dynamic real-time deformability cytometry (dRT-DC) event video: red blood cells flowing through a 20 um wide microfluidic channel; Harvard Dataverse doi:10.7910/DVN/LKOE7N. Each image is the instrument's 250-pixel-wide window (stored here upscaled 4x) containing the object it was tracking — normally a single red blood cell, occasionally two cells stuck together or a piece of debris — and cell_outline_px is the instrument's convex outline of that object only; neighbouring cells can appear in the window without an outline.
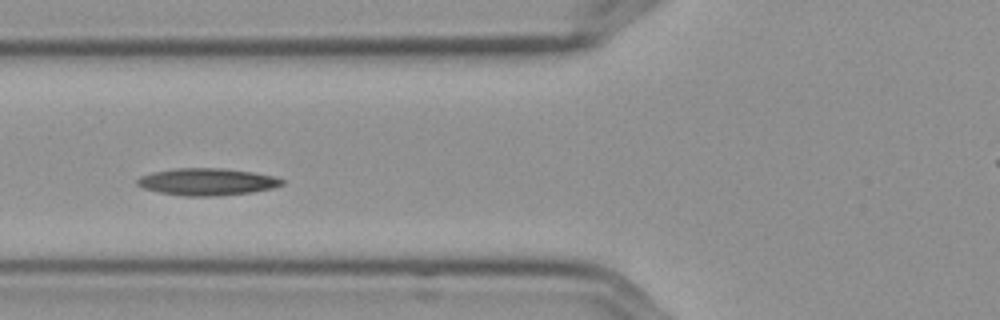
{"species": "Egyptian fruit bat (a non-hibernating species)", "species_latin": "Rousettus aegyptiacus", "temperature_condition": "cold", "stored_images_in_passage": 9, "camera_frame_rate_fps": 3000, "um_per_image_px": 0.085, "frame": {"image": 1, "passage_image": 4, "time_ms": 1.0, "image_size_px": [1000, 320], "cell_outline_px": [[284, 184], [272, 188], [252, 192], [216, 196], [184, 196], [160, 192], [144, 188], [136, 184], [136, 180], [140, 176], [152, 172], [176, 168], [224, 168], [252, 172], [276, 176], [284, 180]], "centroid_in_image_um": [17.61, 15.45], "position_along_channel_um": 108.2, "area_um2": 22.89}}
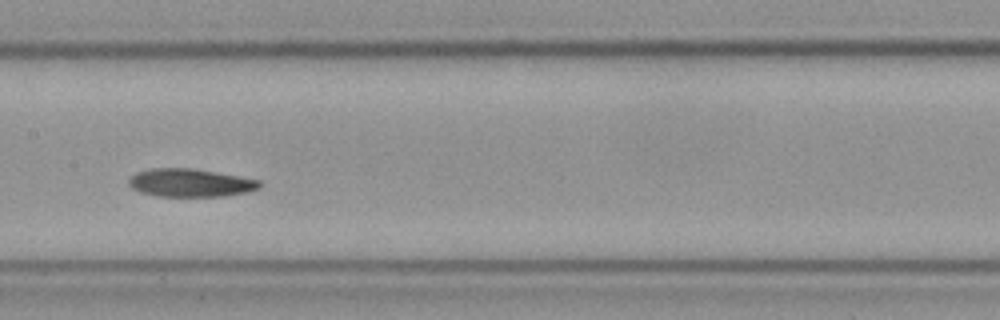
{"frame": {"image": 2, "passage_image": 6, "time_ms": 1.667, "image_size_px": [1000, 320], "cell_outline_px": [[260, 188], [244, 192], [224, 196], [160, 196], [140, 192], [132, 188], [128, 184], [128, 180], [136, 172], [152, 168], [192, 168], [260, 180]], "centroid_in_image_um": [16.14, 15.53], "position_along_channel_um": 191.3, "area_um2": 21.15}}
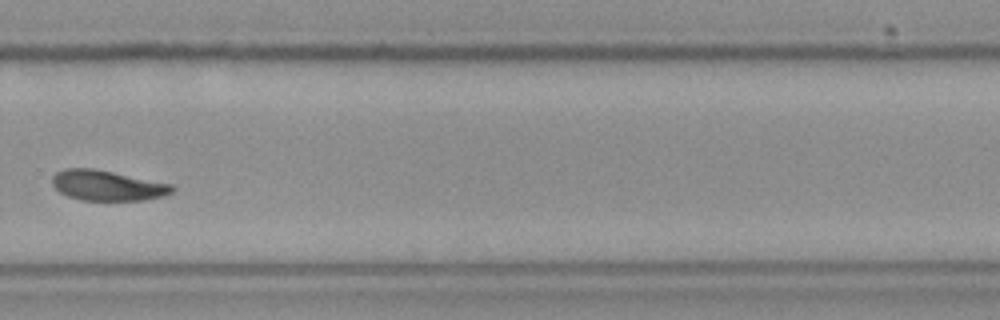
{"frame": {"image": 3, "passage_image": 9, "time_ms": 2.667, "image_size_px": [1000, 320], "cell_outline_px": [[176, 188], [172, 192], [164, 196], [144, 200], [80, 200], [68, 196], [60, 192], [52, 184], [52, 176], [56, 172], [68, 168], [92, 168], [172, 184]], "centroid_in_image_um": [9.13, 15.77], "position_along_channel_um": 320.7, "area_um2": 21.04}}